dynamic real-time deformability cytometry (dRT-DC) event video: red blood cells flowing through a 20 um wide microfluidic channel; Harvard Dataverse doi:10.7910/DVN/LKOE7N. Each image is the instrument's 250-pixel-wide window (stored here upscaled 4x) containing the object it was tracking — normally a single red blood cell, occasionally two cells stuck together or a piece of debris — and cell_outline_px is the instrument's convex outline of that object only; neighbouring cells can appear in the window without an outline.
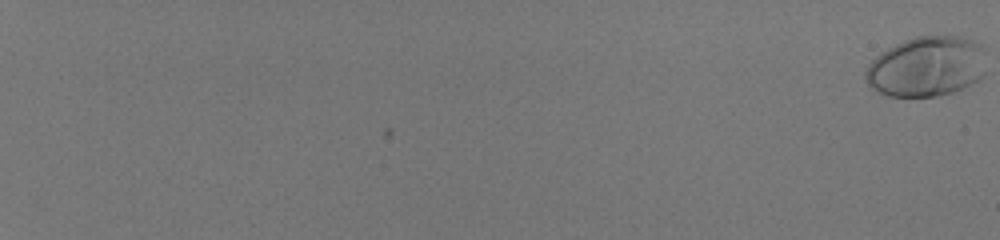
{"species": "human", "species_latin": "Homo sapiens", "temperature_condition": "room temperature", "stored_images_in_passage": 58, "camera_frame_rate_fps": 3000, "um_per_image_px": 0.085, "donor": {"sex": "male"}, "frame": {"image": 1, "passage_image": 1, "time_ms": 0.0, "image_size_px": [1000, 240], "cell_outline_px": [[984, 48], [980, 80], [952, 92], [936, 96], [888, 96], [872, 88], [868, 84], [864, 76], [864, 72], [868, 64], [876, 56], [888, 48], [904, 40], [916, 36], [960, 36], [972, 40], [980, 44]], "centroid_in_image_um": [78.72, 5.65], "position_along_channel_um": 6.3, "area_um2": 42.02}}
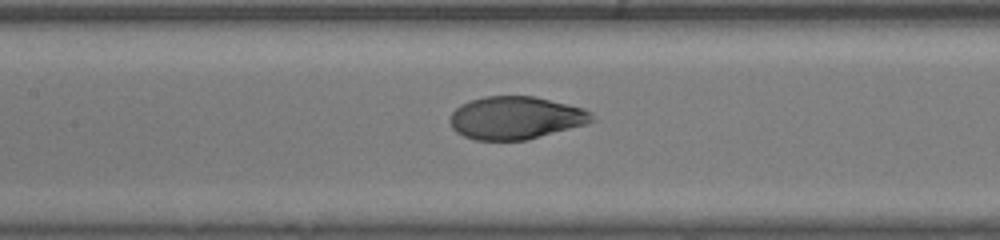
{"frame": {"image": 2, "passage_image": 35, "time_ms": 11.333, "image_size_px": [1000, 240], "cell_outline_px": [[596, 120], [588, 124], [528, 140], [476, 140], [464, 136], [456, 132], [452, 128], [452, 112], [460, 104], [468, 100], [484, 96], [536, 96], [584, 108], [592, 112]], "centroid_in_image_um": [43.89, 10.01], "position_along_channel_um": 163.5, "area_um2": 35.72}}
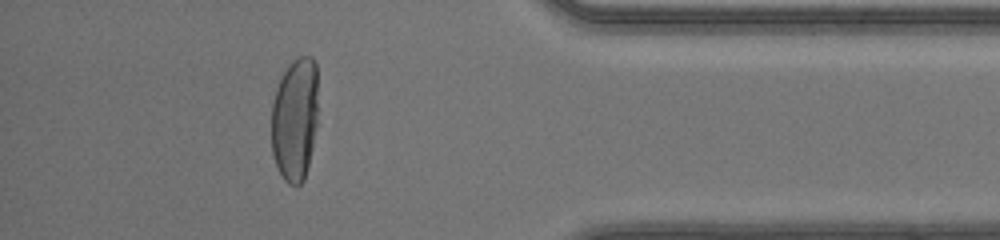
{"frame": {"image": 3, "passage_image": 54, "time_ms": 17.667, "image_size_px": [1000, 240], "cell_outline_px": [[316, 124], [312, 148], [304, 180], [296, 188], [288, 184], [284, 180], [276, 164], [272, 152], [272, 104], [276, 88], [288, 64], [296, 56], [312, 56], [316, 64]], "centroid_in_image_um": [25.05, 10.14], "position_along_channel_um": 410.1, "area_um2": 33.52}, "authors_computed_cell_mechanics": {"area_um2": 36.6741, "velocity_mm_per_s": 4.1776, "shape_relaxation_time_tau1_ms": 5.7738, "shape_relaxation_time_tau2_ms": null, "deformation_change_tau1": 0.2552, "deformation_change_tau2": null}}